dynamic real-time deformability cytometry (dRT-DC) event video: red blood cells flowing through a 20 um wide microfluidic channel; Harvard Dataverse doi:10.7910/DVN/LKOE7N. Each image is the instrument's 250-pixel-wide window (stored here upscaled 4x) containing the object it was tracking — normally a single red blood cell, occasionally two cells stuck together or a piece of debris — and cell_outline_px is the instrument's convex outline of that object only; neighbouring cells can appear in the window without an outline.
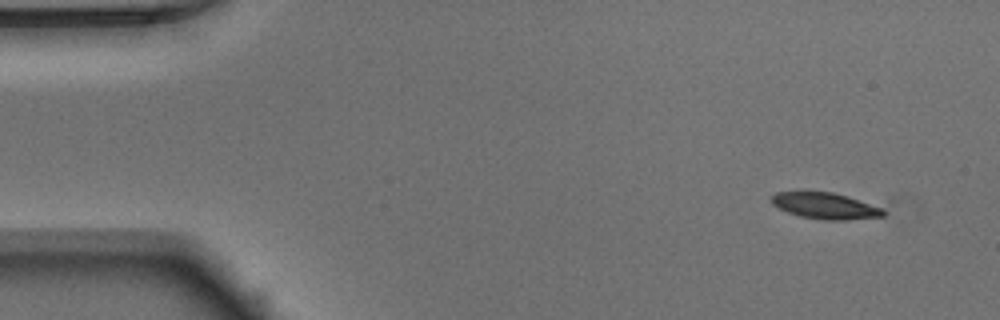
{"species": "Egyptian fruit bat (a non-hibernating species)", "species_latin": "Rousettus aegyptiacus", "temperature_condition": "warm", "stored_images_in_passage": 48, "camera_frame_rate_fps": 3000, "um_per_image_px": 0.085, "animal": {"sex": "male"}, "frame": {"image": 1, "passage_image": 1, "time_ms": 0.0, "image_size_px": [1000, 320], "cell_outline_px": [[884, 216], [844, 220], [824, 220], [800, 216], [788, 212], [772, 204], [772, 196], [776, 192], [800, 188], [804, 188], [832, 192], [848, 196], [884, 208]], "centroid_in_image_um": [70.09, 17.43], "position_along_channel_um": 14.9, "area_um2": 17.8}}
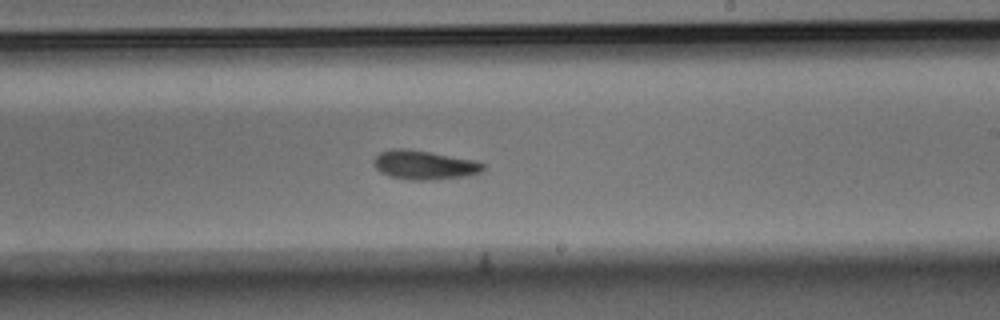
{"frame": {"image": 2, "passage_image": 27, "time_ms": 8.667, "image_size_px": [1000, 320], "cell_outline_px": [[484, 168], [480, 172], [472, 176], [432, 180], [408, 180], [392, 176], [380, 172], [372, 164], [372, 160], [380, 152], [392, 148], [408, 148], [476, 160], [484, 164]], "centroid_in_image_um": [36.07, 14.02], "position_along_channel_um": 252.9, "area_um2": 18.84}}
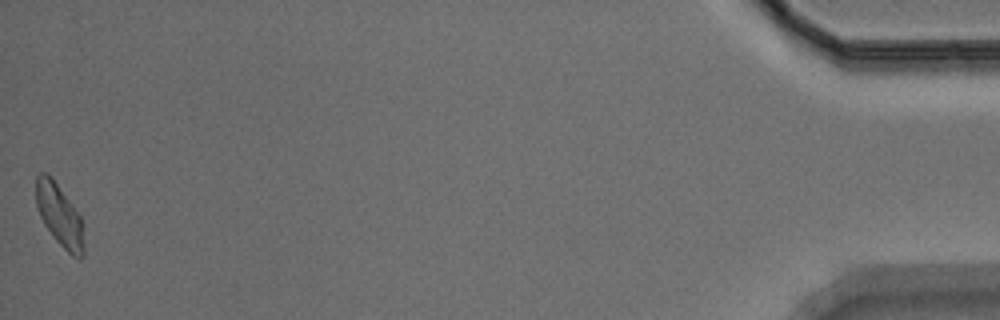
{"frame": {"image": 3, "passage_image": 48, "time_ms": 15.667, "image_size_px": [1000, 320], "cell_outline_px": [[84, 256], [80, 260], [72, 256], [56, 240], [44, 224], [40, 216], [36, 204], [36, 176], [40, 172], [44, 172], [52, 176], [80, 216], [84, 248]], "centroid_in_image_um": [5.04, 18.29], "position_along_channel_um": 430.2, "area_um2": 17.17}, "authors_computed_cell_mechanics": {"area_um2": 17.8891, "velocity_mm_per_s": 3.9254, "shape_relaxation_time_tau1_ms": 3.0814, "shape_relaxation_time_tau2_ms": null, "deformation_change_tau1": 0.1301, "deformation_change_tau2": null}}